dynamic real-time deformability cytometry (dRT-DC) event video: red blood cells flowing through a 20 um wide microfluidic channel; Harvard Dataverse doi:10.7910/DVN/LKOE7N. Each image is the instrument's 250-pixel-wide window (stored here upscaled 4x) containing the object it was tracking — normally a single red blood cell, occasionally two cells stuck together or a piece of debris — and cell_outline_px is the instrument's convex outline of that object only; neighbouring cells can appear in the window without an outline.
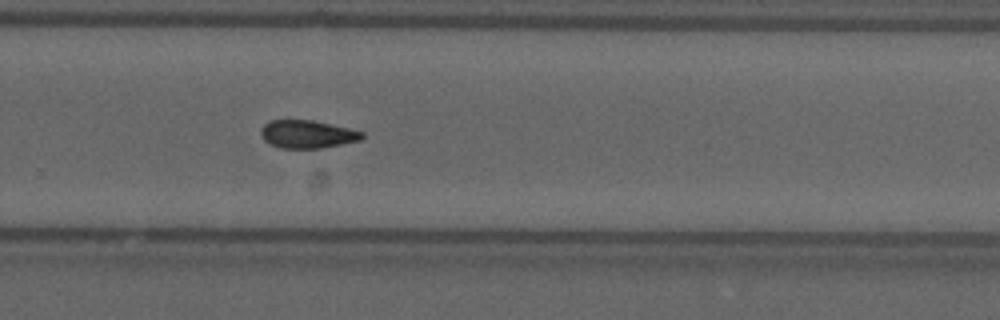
{"species": "common noctule bat (a hibernating species)", "species_latin": "Nyctalus noctula", "temperature_condition": "cold", "stored_images_in_passage": 43, "camera_frame_rate_fps": 3000, "um_per_image_px": 0.085, "animal": {"sex": "male", "forearm_length_mm": 52.5}, "frame": {"image": 1, "passage_image": 25, "time_ms": 8.0, "image_size_px": [1000, 320], "cell_outline_px": [[364, 136], [360, 140], [320, 148], [280, 148], [268, 144], [260, 136], [260, 128], [268, 120], [312, 120], [348, 128], [364, 132]], "centroid_in_image_um": [26.06, 11.4], "position_along_channel_um": 303.7, "area_um2": 16.53}, "authors_computed_cell_mechanics": {"area_um2": 17.1666, "velocity_mm_per_s": 3.7095, "shape_relaxation_time_tau1_ms": 8.2229, "shape_relaxation_time_tau2_ms": 9.099, "deformation_change_tau1": 0.1577, "deformation_change_tau2": 0.1576}}